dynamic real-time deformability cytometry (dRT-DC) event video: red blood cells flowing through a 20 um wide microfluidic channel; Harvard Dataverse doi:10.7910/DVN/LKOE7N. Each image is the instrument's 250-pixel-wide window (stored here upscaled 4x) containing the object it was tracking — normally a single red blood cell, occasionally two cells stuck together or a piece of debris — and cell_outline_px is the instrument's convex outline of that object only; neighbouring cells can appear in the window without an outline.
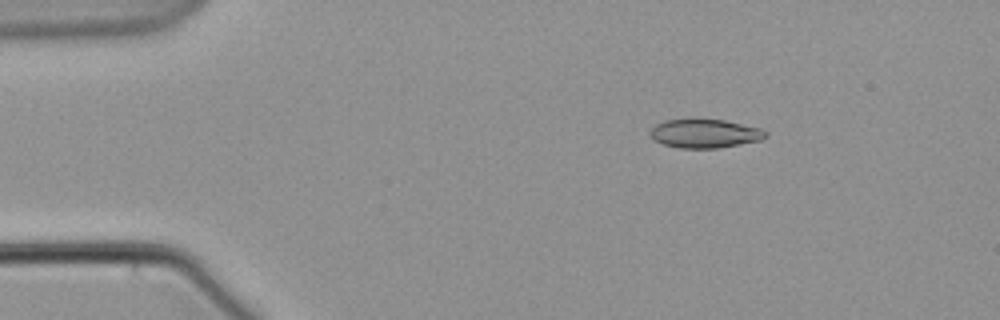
{"species": "common noctule bat (a hibernating species)", "species_latin": "Nyctalus noctula", "temperature_condition": "warm", "stored_images_in_passage": 50, "camera_frame_rate_fps": 3000, "um_per_image_px": 0.085, "animal": {"sex": "male", "body_mass_g": 21.5, "forearm_length_mm": 52.0}, "frame": {"image": 1, "passage_image": 1, "time_ms": 0.0, "image_size_px": [1000, 320], "cell_outline_px": [[768, 136], [760, 140], [716, 148], [680, 148], [664, 144], [656, 140], [652, 136], [652, 128], [656, 124], [664, 120], [688, 116], [696, 116], [724, 120], [760, 128], [768, 132]], "centroid_in_image_um": [59.9, 11.29], "position_along_channel_um": 25.1, "area_um2": 19.83}}
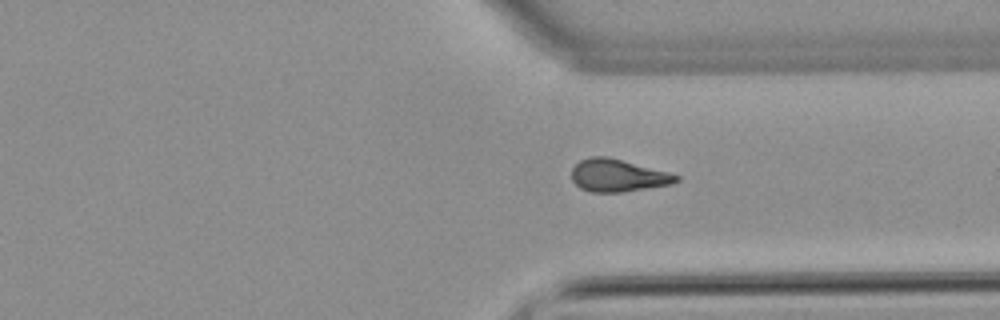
{"frame": {"image": 2, "passage_image": 35, "time_ms": 11.333, "image_size_px": [1000, 320], "cell_outline_px": [[680, 180], [668, 184], [620, 192], [592, 192], [580, 188], [572, 180], [572, 168], [580, 160], [592, 156], [608, 156], [668, 172], [680, 176]], "centroid_in_image_um": [52.48, 14.9], "position_along_channel_um": 358.9, "area_um2": 19.54}}
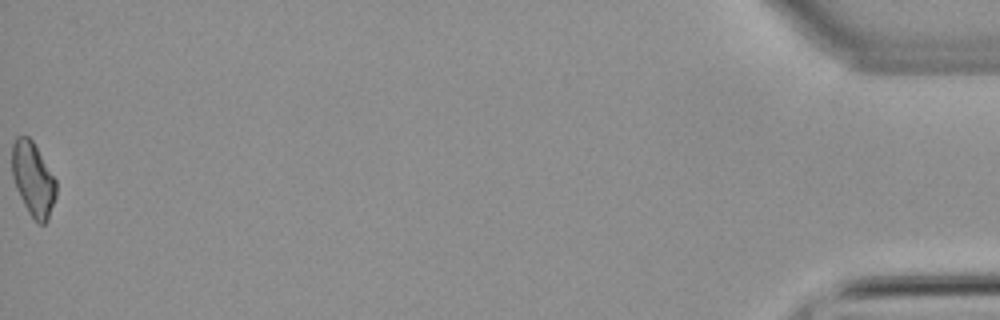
{"frame": {"image": 3, "passage_image": 50, "time_ms": 16.333, "image_size_px": [1000, 320], "cell_outline_px": [[56, 196], [48, 220], [44, 224], [40, 224], [28, 212], [16, 188], [12, 176], [12, 144], [16, 136], [28, 136], [32, 140], [56, 180]], "centroid_in_image_um": [2.81, 15.22], "position_along_channel_um": 432.4, "area_um2": 18.84}}